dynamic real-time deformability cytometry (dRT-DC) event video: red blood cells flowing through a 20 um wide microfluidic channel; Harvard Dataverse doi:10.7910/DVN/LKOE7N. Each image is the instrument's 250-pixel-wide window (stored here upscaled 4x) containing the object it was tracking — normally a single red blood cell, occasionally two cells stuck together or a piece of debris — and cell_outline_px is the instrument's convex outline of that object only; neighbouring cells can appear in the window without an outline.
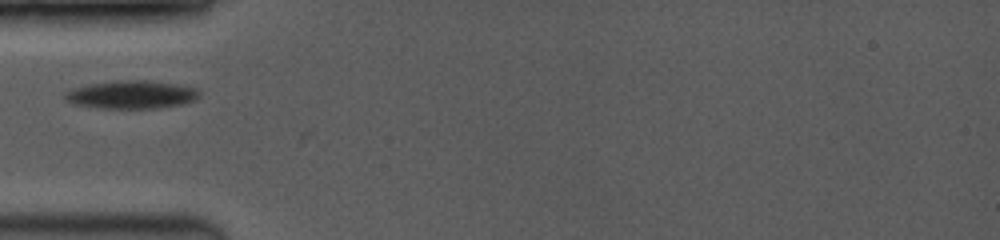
{"species": "common noctule bat (a hibernating species)", "species_latin": "Nyctalus noctula", "temperature_condition": "room temperature", "stored_images_in_passage": 10, "camera_frame_rate_fps": 3500, "um_per_image_px": 0.085, "animal": {"sex": "female", "body_mass_g": 19.0, "forearm_length_mm": 53.3}, "frame": {"image": 1, "passage_image": 9, "time_ms": 1.429, "image_size_px": [1000, 240], "cell_outline_px": [[200, 96], [196, 100], [184, 104], [156, 108], [96, 108], [72, 104], [64, 100], [64, 92], [72, 88], [88, 84], [112, 80], [148, 80], [196, 88], [200, 92]], "centroid_in_image_um": [11.12, 8.04], "position_along_channel_um": 73.9, "area_um2": 22.31}}